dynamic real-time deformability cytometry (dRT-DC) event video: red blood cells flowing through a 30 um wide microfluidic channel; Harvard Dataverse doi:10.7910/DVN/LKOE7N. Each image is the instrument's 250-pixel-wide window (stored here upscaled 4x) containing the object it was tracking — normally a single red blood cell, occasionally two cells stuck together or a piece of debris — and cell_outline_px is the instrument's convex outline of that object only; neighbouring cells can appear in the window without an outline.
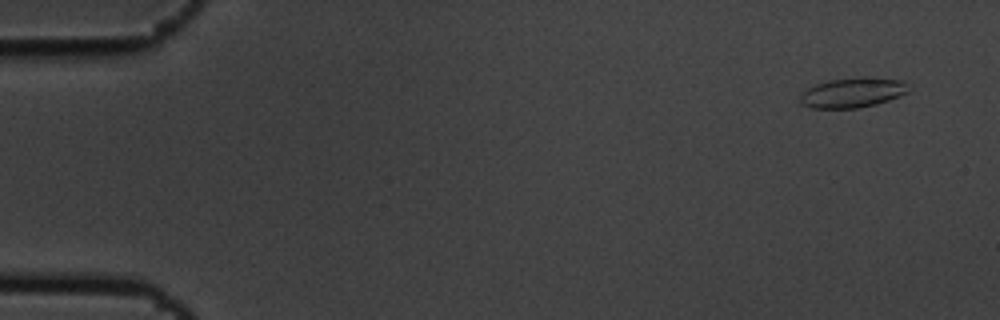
{"species": "common noctule bat (a hibernating species)", "species_latin": "Nyctalus noctula", "temperature_condition": "cold", "stored_images_in_passage": 10, "camera_frame_rate_fps": 3000, "um_per_image_px": 0.085, "animal": {"sex": "male", "body_mass_g": 19.5, "forearm_length_mm": 54.6}, "frame": {"image": 1, "passage_image": 1, "time_ms": 0.0, "image_size_px": [1000, 320], "cell_outline_px": [[908, 92], [900, 96], [876, 104], [860, 108], [812, 108], [804, 104], [800, 100], [800, 92], [816, 84], [828, 80], [864, 76], [904, 80]], "centroid_in_image_um": [72.47, 7.86], "position_along_channel_um": 12.5, "area_um2": 18.96}}
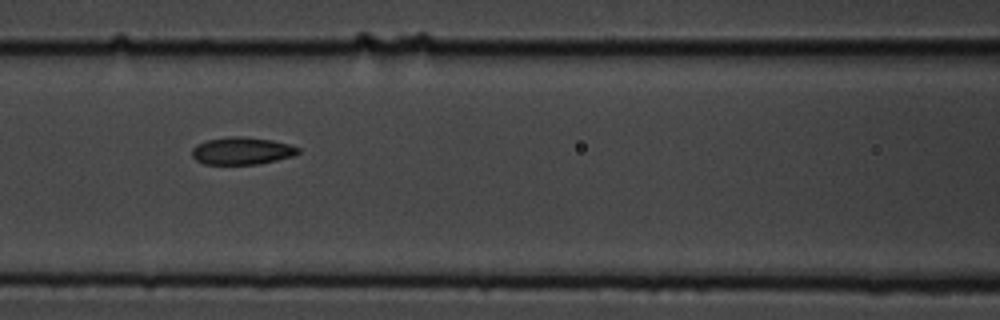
{"frame": {"image": 2, "passage_image": 7, "time_ms": 2.0, "image_size_px": [1000, 320], "cell_outline_px": [[300, 152], [292, 156], [260, 164], [204, 164], [196, 160], [192, 156], [192, 148], [196, 144], [208, 140], [228, 136], [244, 136], [272, 140], [288, 144], [300, 148]], "centroid_in_image_um": [20.55, 12.82], "position_along_channel_um": 146.1, "area_um2": 16.99}}
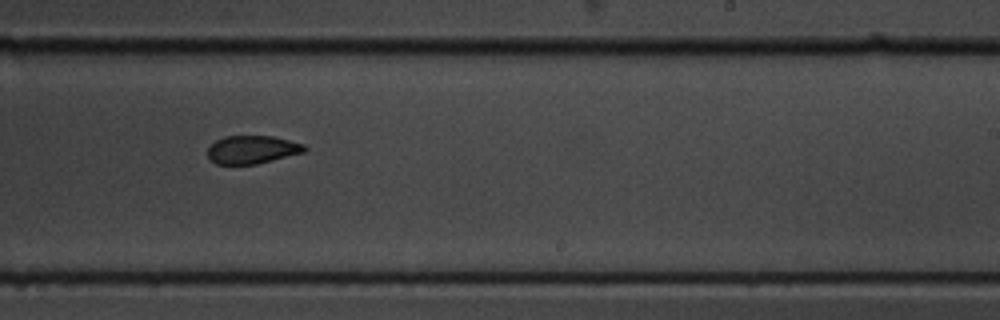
{"frame": {"image": 3, "passage_image": 10, "time_ms": 3.0, "image_size_px": [1000, 320], "cell_outline_px": [[308, 148], [304, 152], [256, 164], [216, 164], [208, 160], [208, 148], [216, 140], [224, 136], [272, 136], [304, 144]], "centroid_in_image_um": [21.41, 12.72], "position_along_channel_um": 267.6, "area_um2": 15.84}}